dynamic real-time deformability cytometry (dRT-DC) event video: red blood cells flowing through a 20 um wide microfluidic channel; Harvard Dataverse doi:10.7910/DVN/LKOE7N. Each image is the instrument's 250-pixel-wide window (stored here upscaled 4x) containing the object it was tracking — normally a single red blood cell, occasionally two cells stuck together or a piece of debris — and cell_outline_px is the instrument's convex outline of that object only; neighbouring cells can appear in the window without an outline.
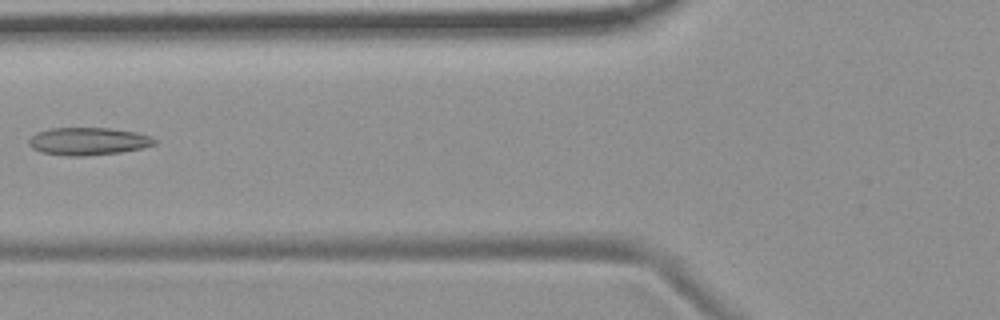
{"species": "common noctule bat (a hibernating species)", "species_latin": "Nyctalus noctula", "temperature_condition": "room temperature", "stored_images_in_passage": 6, "camera_frame_rate_fps": 3000, "um_per_image_px": 0.085, "animal": {"sex": "female", "body_mass_g": 19.9}, "frame": {"image": 1, "passage_image": 5, "time_ms": 5.0, "image_size_px": [1000, 320], "cell_outline_px": [[160, 140], [156, 144], [144, 148], [120, 152], [84, 156], [68, 156], [40, 152], [32, 148], [28, 144], [28, 140], [36, 132], [52, 128], [108, 128], [136, 132], [152, 136]], "centroid_in_image_um": [7.54, 12.01], "position_along_channel_um": 118.3, "area_um2": 20.46}}
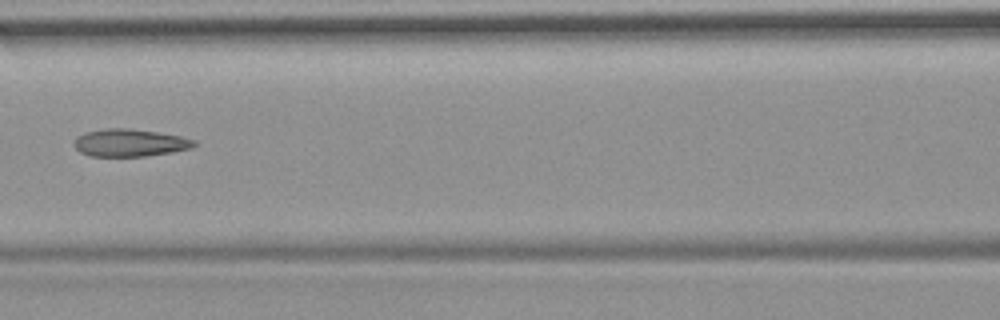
{"frame": {"image": 2, "passage_image": 6, "time_ms": 6.0, "image_size_px": [1000, 320], "cell_outline_px": [[196, 144], [192, 148], [172, 152], [148, 156], [92, 156], [80, 152], [72, 144], [76, 136], [84, 132], [104, 128], [128, 128], [156, 132], [180, 136], [196, 140]], "centroid_in_image_um": [11.01, 12.13], "position_along_channel_um": 155.6, "area_um2": 19.36}}